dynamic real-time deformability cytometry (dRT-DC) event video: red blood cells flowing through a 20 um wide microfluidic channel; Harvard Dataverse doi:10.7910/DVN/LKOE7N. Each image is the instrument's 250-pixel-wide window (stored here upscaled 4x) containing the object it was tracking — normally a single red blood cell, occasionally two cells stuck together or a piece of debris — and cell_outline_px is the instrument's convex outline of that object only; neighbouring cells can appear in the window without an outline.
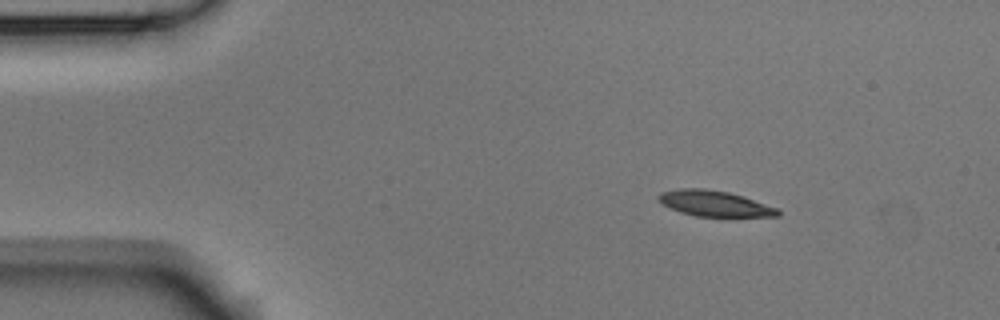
{"species": "Egyptian fruit bat (a non-hibernating species)", "species_latin": "Rousettus aegyptiacus", "temperature_condition": "room temperature", "stored_images_in_passage": 4, "camera_frame_rate_fps": 3000, "um_per_image_px": 0.085, "animal": {"sex": "male"}, "frame": {"image": 1, "passage_image": 1, "time_ms": 0.0, "image_size_px": [1000, 320], "cell_outline_px": [[780, 216], [696, 216], [680, 212], [660, 204], [656, 196], [660, 192], [680, 188], [704, 188], [728, 192], [744, 196], [780, 208]], "centroid_in_image_um": [60.72, 17.29], "position_along_channel_um": 24.3, "area_um2": 18.09}}